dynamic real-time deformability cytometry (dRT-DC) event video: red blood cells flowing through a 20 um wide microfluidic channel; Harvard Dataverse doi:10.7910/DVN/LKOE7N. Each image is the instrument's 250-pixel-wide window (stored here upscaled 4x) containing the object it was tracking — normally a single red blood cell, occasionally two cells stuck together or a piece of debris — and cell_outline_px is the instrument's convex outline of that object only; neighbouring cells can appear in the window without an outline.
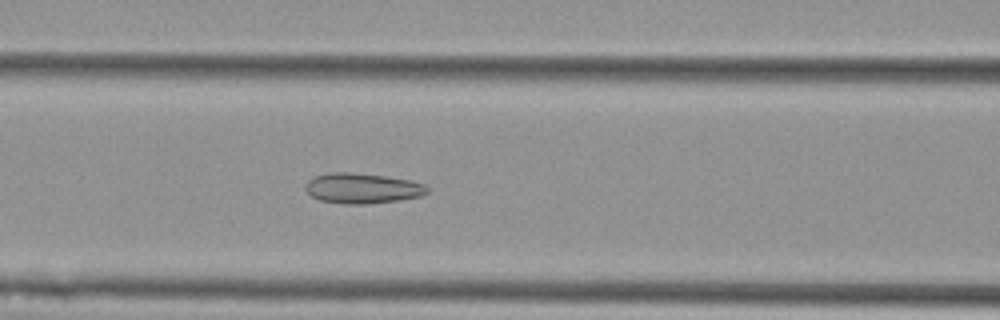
{"species": "Egyptian fruit bat (a non-hibernating species)", "species_latin": "Rousettus aegyptiacus", "temperature_condition": "cold", "stored_images_in_passage": 39, "camera_frame_rate_fps": 3000, "um_per_image_px": 0.085, "animal": {"sex": "female"}, "frame": {"image": 1, "passage_image": 7, "time_ms": 2.0, "image_size_px": [1000, 320], "cell_outline_px": [[428, 192], [420, 196], [400, 200], [368, 204], [344, 204], [320, 200], [312, 196], [304, 188], [304, 184], [308, 180], [316, 176], [332, 172], [352, 172], [388, 176], [408, 180], [424, 184], [428, 188]], "centroid_in_image_um": [30.79, 16.0], "position_along_channel_um": 135.8, "area_um2": 21.56}}
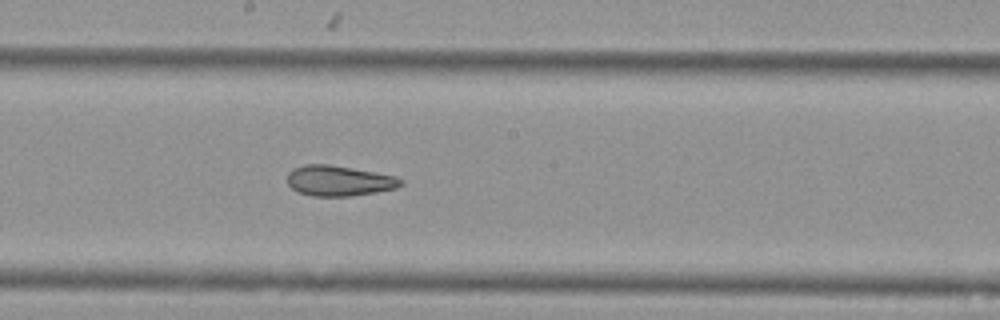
{"frame": {"image": 2, "passage_image": 14, "time_ms": 4.333, "image_size_px": [1000, 320], "cell_outline_px": [[404, 184], [396, 188], [376, 192], [352, 196], [312, 196], [296, 192], [288, 184], [288, 172], [292, 168], [304, 164], [328, 164], [352, 168], [396, 176], [404, 180]], "centroid_in_image_um": [28.81, 15.36], "position_along_channel_um": 219.4, "area_um2": 20.29}}
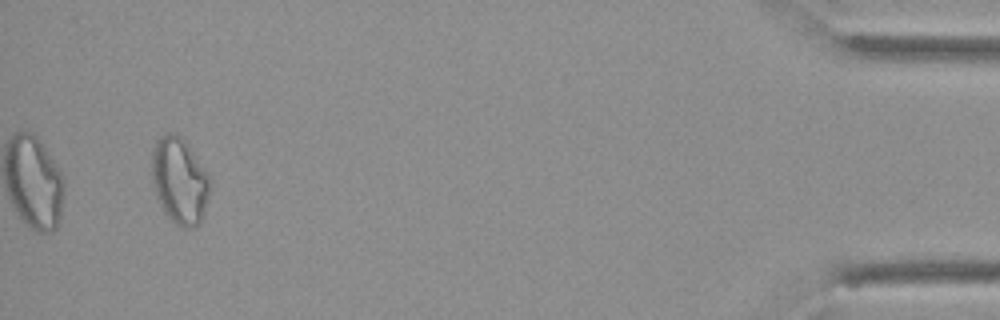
{"frame": {"image": 3, "passage_image": 37, "time_ms": 12.0, "image_size_px": [1000, 320], "cell_outline_px": [[212, 180], [204, 212], [200, 224], [196, 228], [184, 228], [176, 224], [164, 212], [156, 196], [152, 184], [152, 148], [156, 140], [164, 132], [176, 132], [188, 144], [208, 172]], "centroid_in_image_um": [15.27, 15.34], "position_along_channel_um": 419.9, "area_um2": 29.82}, "authors_computed_cell_mechanics": {"area_um2": 21.3282, "velocity_mm_per_s": 3.5992, "shape_relaxation_time_tau1_ms": null, "shape_relaxation_time_tau2_ms": 3.9666, "deformation_change_tau1": null, "deformation_change_tau2": 0.1019}}